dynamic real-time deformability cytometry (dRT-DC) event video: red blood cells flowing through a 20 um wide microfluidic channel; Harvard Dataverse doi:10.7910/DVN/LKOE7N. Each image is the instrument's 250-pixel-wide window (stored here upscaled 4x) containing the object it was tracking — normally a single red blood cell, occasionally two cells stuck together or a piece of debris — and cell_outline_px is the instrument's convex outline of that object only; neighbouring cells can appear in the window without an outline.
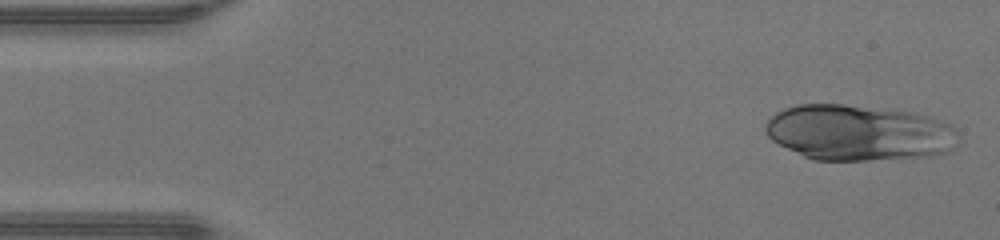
{"species": "human", "species_latin": "Homo sapiens", "temperature_condition": "warm", "stored_images_in_passage": 12, "camera_frame_rate_fps": 3000, "um_per_image_px": 0.085, "donor": {"sex": "male"}, "frame": {"image": 1, "passage_image": 1, "time_ms": 0.0, "image_size_px": [1000, 240], "cell_outline_px": [[960, 140], [952, 152], [932, 156], [868, 160], [812, 160], [772, 140], [768, 136], [764, 128], [768, 120], [776, 112], [784, 108], [796, 104], [844, 104], [912, 112], [928, 116], [952, 124], [960, 132]], "centroid_in_image_um": [73.07, 11.28], "position_along_channel_um": 11.9, "area_um2": 63.29}}
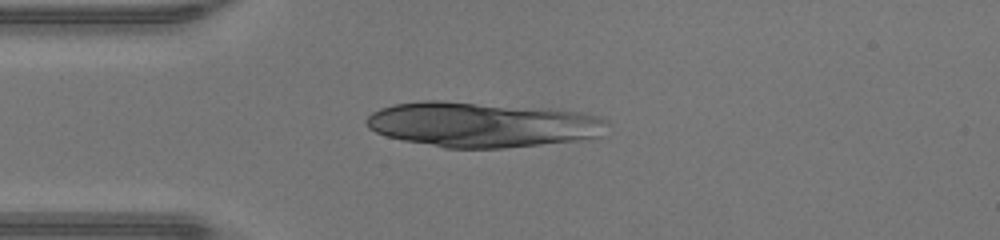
{"frame": {"image": 2, "passage_image": 10, "time_ms": 3.0, "image_size_px": [1000, 240], "cell_outline_px": [[608, 124], [604, 136], [588, 140], [504, 148], [444, 148], [404, 140], [388, 136], [376, 132], [368, 128], [364, 120], [372, 112], [380, 108], [392, 104], [424, 100], [440, 100], [556, 108], [584, 112], [600, 116], [608, 120]], "centroid_in_image_um": [41.09, 10.58], "position_along_channel_um": 43.9, "area_um2": 64.74}}